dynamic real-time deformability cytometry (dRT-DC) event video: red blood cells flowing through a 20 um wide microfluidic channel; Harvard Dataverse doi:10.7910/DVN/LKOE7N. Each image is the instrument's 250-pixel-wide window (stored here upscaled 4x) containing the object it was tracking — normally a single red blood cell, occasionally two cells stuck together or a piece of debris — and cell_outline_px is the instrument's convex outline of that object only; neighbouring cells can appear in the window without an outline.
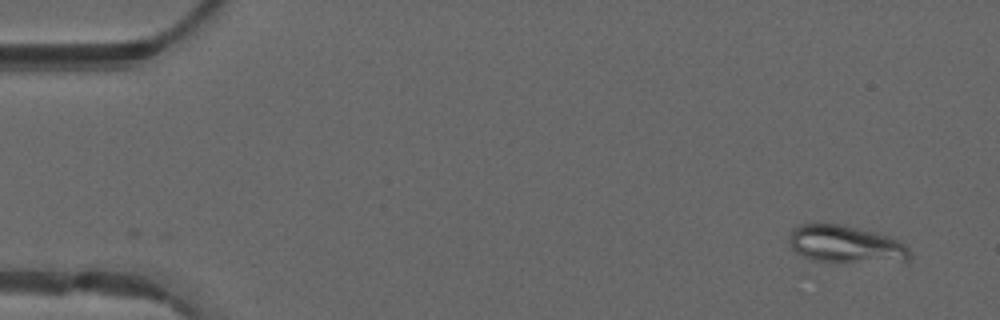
{"species": "common noctule bat (a hibernating species)", "species_latin": "Nyctalus noctula", "temperature_condition": "warm", "stored_images_in_passage": 41, "camera_frame_rate_fps": 3000, "um_per_image_px": 0.085, "animal": {"sex": "male", "forearm_length_mm": 52.5}, "frame": {"image": 1, "passage_image": 1, "time_ms": 0.0, "image_size_px": [1000, 320], "cell_outline_px": [[912, 256], [908, 260], [840, 264], [832, 264], [812, 260], [800, 256], [788, 244], [788, 236], [792, 228], [800, 224], [840, 224], [876, 232], [888, 236], [904, 244], [908, 248]], "centroid_in_image_um": [71.82, 20.8], "position_along_channel_um": 13.2, "area_um2": 27.11}}
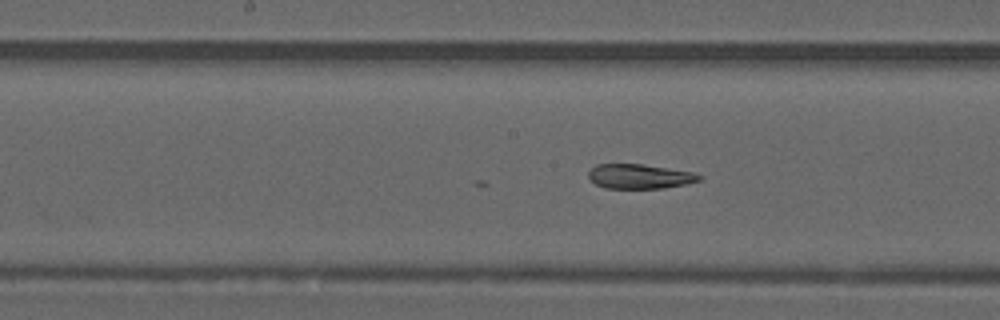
{"frame": {"image": 2, "passage_image": 23, "time_ms": 7.333, "image_size_px": [1000, 320], "cell_outline_px": [[704, 176], [700, 180], [684, 184], [664, 188], [604, 188], [596, 184], [588, 176], [588, 172], [596, 164], [640, 164], [696, 172]], "centroid_in_image_um": [54.39, 14.99], "position_along_channel_um": 193.8, "area_um2": 15.84}}
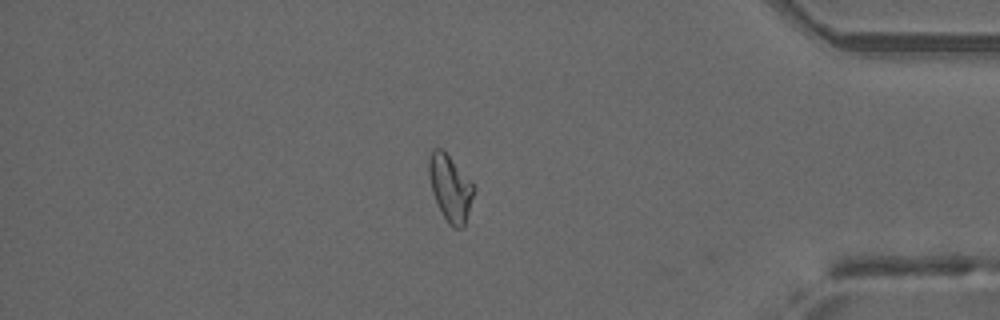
{"frame": {"image": 3, "passage_image": 40, "time_ms": 13.0, "image_size_px": [1000, 320], "cell_outline_px": [[476, 188], [464, 228], [452, 228], [448, 224], [432, 192], [428, 172], [428, 160], [432, 148], [440, 148], [448, 156]], "centroid_in_image_um": [38.27, 16.02], "position_along_channel_um": 396.9, "area_um2": 17.05}}